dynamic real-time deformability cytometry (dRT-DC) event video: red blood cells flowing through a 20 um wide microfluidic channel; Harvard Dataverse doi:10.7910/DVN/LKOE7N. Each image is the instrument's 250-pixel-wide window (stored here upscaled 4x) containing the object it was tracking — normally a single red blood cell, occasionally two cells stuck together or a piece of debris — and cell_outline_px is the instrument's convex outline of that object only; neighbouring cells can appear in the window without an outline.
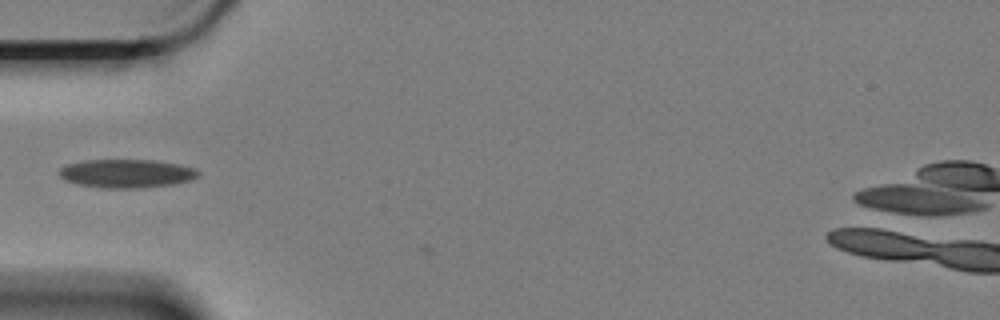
{"species": "Egyptian fruit bat (a non-hibernating species)", "species_latin": "Rousettus aegyptiacus", "temperature_condition": "cold", "stored_images_in_passage": 5, "camera_frame_rate_fps": 3000, "um_per_image_px": 0.085, "animal": {"sex": "female"}, "frame": {"image": 1, "passage_image": 4, "time_ms": 1.0, "image_size_px": [1000, 320], "cell_outline_px": [[200, 172], [192, 180], [172, 184], [140, 188], [104, 188], [80, 184], [64, 180], [60, 176], [60, 168], [68, 164], [88, 160], [152, 160], [180, 164], [196, 168]], "centroid_in_image_um": [10.79, 14.74], "position_along_channel_um": 74.2, "area_um2": 22.95}}